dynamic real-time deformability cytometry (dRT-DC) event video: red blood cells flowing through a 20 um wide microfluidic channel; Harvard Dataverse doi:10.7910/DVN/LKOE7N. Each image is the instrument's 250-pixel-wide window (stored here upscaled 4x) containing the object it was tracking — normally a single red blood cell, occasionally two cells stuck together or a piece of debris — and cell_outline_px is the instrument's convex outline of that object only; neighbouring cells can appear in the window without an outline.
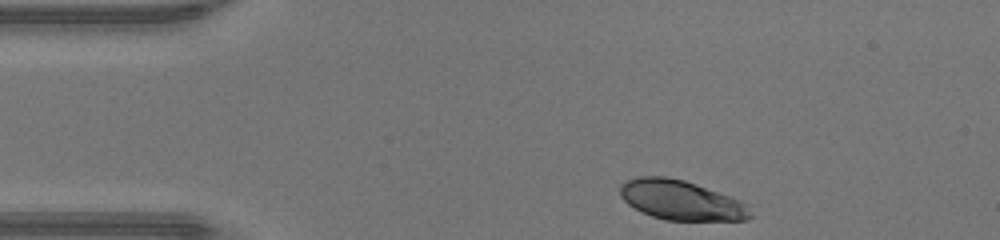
{"species": "human", "species_latin": "Homo sapiens", "temperature_condition": "warm", "stored_images_in_passage": 33, "camera_frame_rate_fps": 3000, "um_per_image_px": 0.085, "donor": {"sex": "male"}, "frame": {"image": 1, "passage_image": 1, "time_ms": 0.0, "image_size_px": [1000, 240], "cell_outline_px": [[752, 216], [748, 220], [664, 220], [652, 216], [628, 204], [620, 196], [620, 184], [628, 180], [640, 176], [664, 176], [684, 180], [740, 200], [748, 204]], "centroid_in_image_um": [57.9, 17.02], "position_along_channel_um": 27.1, "area_um2": 29.88}}
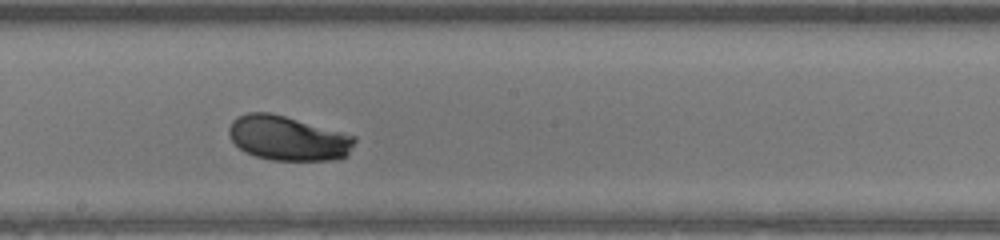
{"frame": {"image": 2, "passage_image": 19, "time_ms": 6.0, "image_size_px": [1000, 240], "cell_outline_px": [[356, 140], [348, 156], [336, 160], [272, 160], [256, 156], [244, 152], [228, 136], [228, 128], [232, 120], [236, 116], [248, 112], [272, 112], [356, 136]], "centroid_in_image_um": [24.47, 11.74], "position_along_channel_um": 223.7, "area_um2": 32.95}}
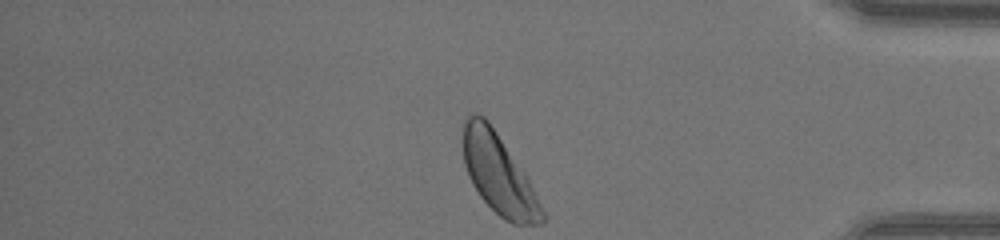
{"frame": {"image": 3, "passage_image": 33, "time_ms": 10.667, "image_size_px": [1000, 240], "cell_outline_px": [[548, 216], [544, 224], [512, 224], [504, 220], [480, 196], [472, 184], [468, 176], [464, 164], [460, 140], [464, 120], [472, 112], [476, 112], [484, 116], [488, 120], [528, 176]], "centroid_in_image_um": [42.39, 14.78], "position_along_channel_um": 392.8, "area_um2": 37.74}, "authors_computed_cell_mechanics": {"area_um2": 32.657, "velocity_mm_per_s": 4.3117, "shape_relaxation_time_tau1_ms": 1.5771, "shape_relaxation_time_tau2_ms": null, "deformation_change_tau1": 0.1115, "deformation_change_tau2": null}}